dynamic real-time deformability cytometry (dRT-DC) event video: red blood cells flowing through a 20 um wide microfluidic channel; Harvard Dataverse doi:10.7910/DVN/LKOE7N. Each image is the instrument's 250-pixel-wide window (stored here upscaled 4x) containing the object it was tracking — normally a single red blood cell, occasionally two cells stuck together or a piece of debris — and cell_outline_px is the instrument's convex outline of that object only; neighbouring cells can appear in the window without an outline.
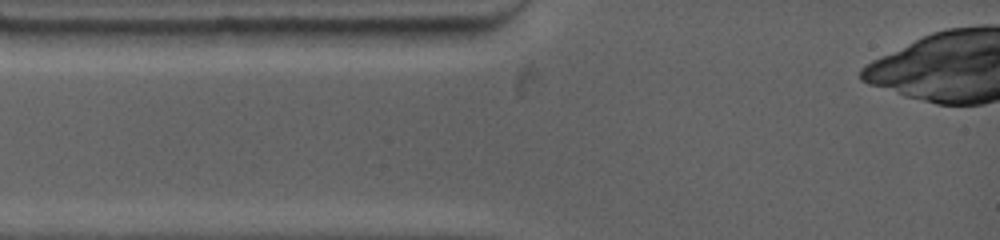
{"species": "common noctule bat (a hibernating species)", "species_latin": "Nyctalus noctula", "temperature_condition": "warm", "stored_images_in_passage": 2, "camera_frame_rate_fps": 4500, "um_per_image_px": 0.085, "animal": {"sex": "female", "body_mass_g": 19.0, "forearm_length_mm": 53.3}, "frame": {"image": 1, "passage_image": 1, "time_ms": 0.0, "image_size_px": [1000, 240], "cell_outline_px": [[244, 28], [224, 44], [204, 48], [100, 44], [88, 32], [88, 28]], "centroid_in_image_um": [13.99, 3.11], "position_along_channel_um": 71.0, "area_um2": 18.15}}